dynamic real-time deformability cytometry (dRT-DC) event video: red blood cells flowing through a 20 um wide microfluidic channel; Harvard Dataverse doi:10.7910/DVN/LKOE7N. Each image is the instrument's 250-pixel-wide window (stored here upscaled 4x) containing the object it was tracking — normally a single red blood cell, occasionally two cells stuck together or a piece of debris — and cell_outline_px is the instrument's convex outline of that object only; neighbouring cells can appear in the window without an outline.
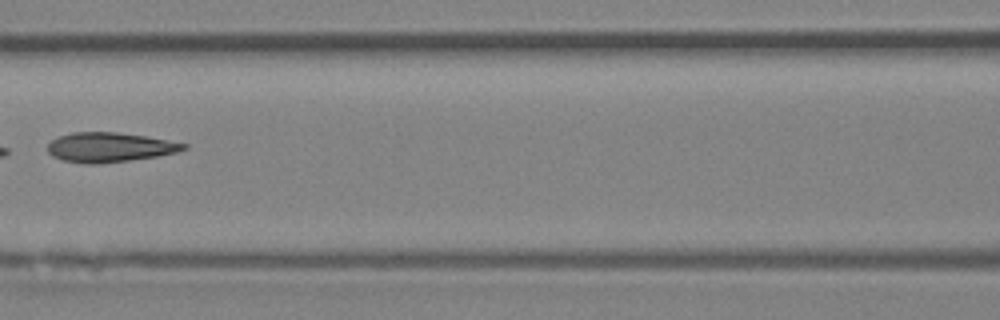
{"species": "Egyptian fruit bat (a non-hibernating species)", "species_latin": "Rousettus aegyptiacus", "temperature_condition": "room temperature", "stored_images_in_passage": 8, "camera_frame_rate_fps": 3000, "um_per_image_px": 0.085, "animal": {"sex": "female"}, "frame": {"image": 1, "passage_image": 6, "time_ms": 6.667, "image_size_px": [1000, 320], "cell_outline_px": [[188, 148], [176, 152], [156, 156], [128, 160], [96, 164], [84, 164], [64, 160], [52, 156], [48, 152], [48, 144], [52, 140], [60, 136], [72, 132], [116, 132], [144, 136], [188, 144]], "centroid_in_image_um": [9.29, 12.52], "position_along_channel_um": 157.3, "area_um2": 23.18}}
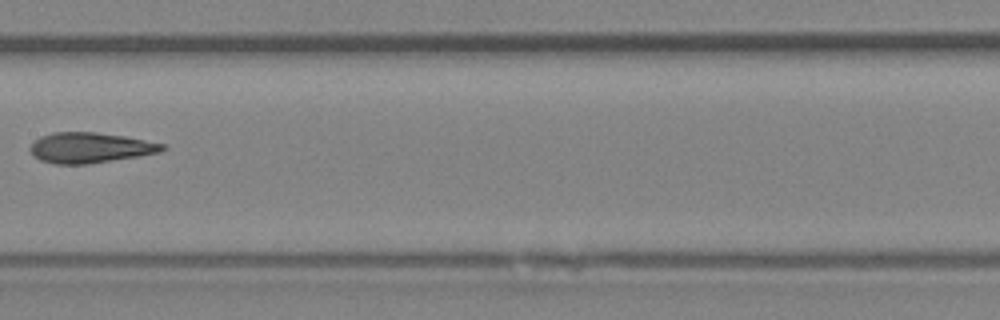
{"frame": {"image": 2, "passage_image": 7, "time_ms": 7.667, "image_size_px": [1000, 320], "cell_outline_px": [[168, 148], [160, 152], [140, 156], [88, 164], [52, 164], [40, 160], [32, 156], [28, 148], [40, 136], [52, 132], [96, 132], [124, 136], [164, 144]], "centroid_in_image_um": [7.63, 12.56], "position_along_channel_um": 199.8, "area_um2": 23.58}}